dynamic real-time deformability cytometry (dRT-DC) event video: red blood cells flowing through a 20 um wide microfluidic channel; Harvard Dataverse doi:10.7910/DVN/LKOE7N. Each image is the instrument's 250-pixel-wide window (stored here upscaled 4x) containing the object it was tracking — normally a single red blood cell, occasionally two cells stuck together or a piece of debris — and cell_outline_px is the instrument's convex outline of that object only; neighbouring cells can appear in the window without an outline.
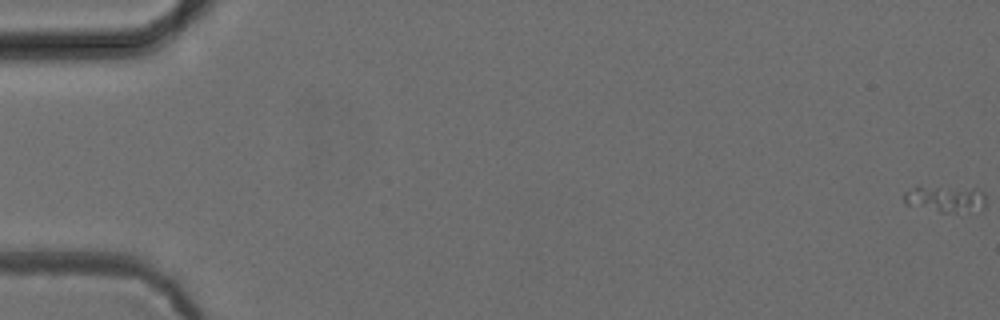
{"species": "common noctule bat (a hibernating species)", "species_latin": "Nyctalus noctula", "temperature_condition": "cold", "stored_images_in_passage": 54, "camera_frame_rate_fps": 3000, "um_per_image_px": 0.085, "animal": {"sex": "female", "body_mass_g": 24.6, "forearm_length_mm": 56.2}, "frame": {"image": 1, "passage_image": 1, "time_ms": 0.0, "image_size_px": [1000, 320], "cell_outline_px": [[984, 208], [956, 212], [940, 212], [908, 204], [904, 200], [904, 192], [912, 188], [936, 188], [984, 192]], "centroid_in_image_um": [80.31, 16.95], "position_along_channel_um": 4.7, "area_um2": 11.44}}
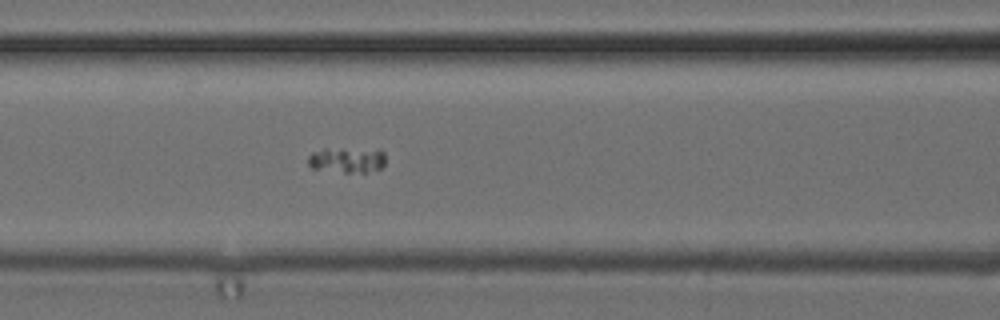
{"frame": {"image": 2, "passage_image": 24, "time_ms": 7.667, "image_size_px": [1000, 320], "cell_outline_px": [[384, 164], [380, 168], [364, 172], [344, 172], [312, 168], [308, 164], [308, 156], [312, 152], [324, 148], [380, 148], [384, 152]], "centroid_in_image_um": [29.51, 13.55], "position_along_channel_um": 137.1, "area_um2": 11.73}}
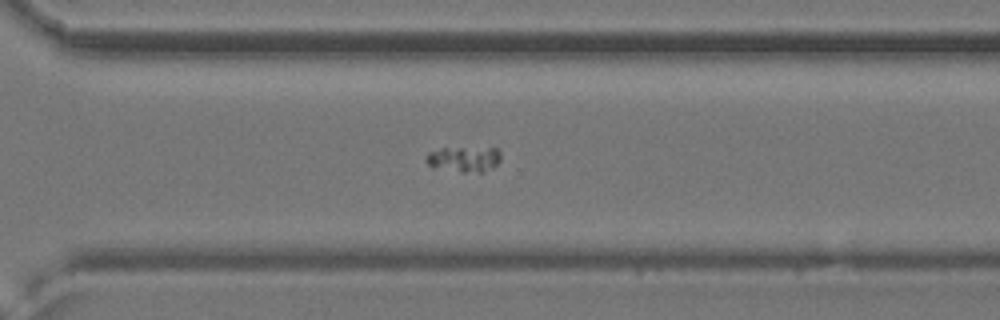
{"frame": {"image": 3, "passage_image": 39, "time_ms": 12.667, "image_size_px": [1000, 320], "cell_outline_px": [[500, 160], [492, 168], [480, 172], [460, 172], [432, 168], [424, 160], [424, 156], [428, 152], [444, 148], [496, 148], [500, 152]], "centroid_in_image_um": [39.38, 13.53], "position_along_channel_um": 331.2, "area_um2": 11.21}}